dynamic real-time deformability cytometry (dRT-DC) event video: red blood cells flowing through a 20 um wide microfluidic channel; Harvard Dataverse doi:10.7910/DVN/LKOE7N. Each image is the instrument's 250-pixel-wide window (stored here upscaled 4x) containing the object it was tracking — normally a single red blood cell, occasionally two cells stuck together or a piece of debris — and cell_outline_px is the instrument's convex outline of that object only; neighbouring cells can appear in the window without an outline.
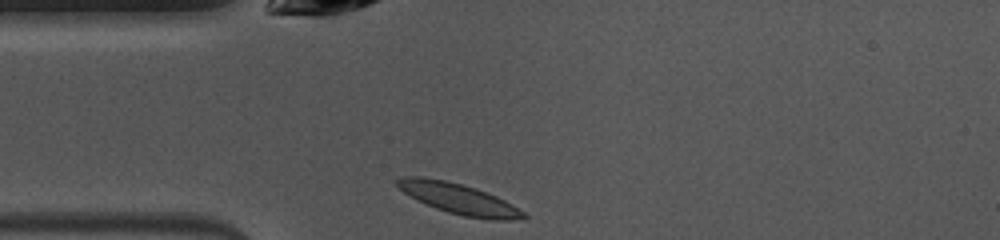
{"species": "common noctule bat (a hibernating species)", "species_latin": "Nyctalus noctula", "temperature_condition": "warm", "stored_images_in_passage": 38, "camera_frame_rate_fps": 3000, "um_per_image_px": 0.085, "animal": {"sex": "female", "body_mass_g": 10.0, "forearm_length_mm": 53.1}, "frame": {"image": 1, "passage_image": 1, "time_ms": 0.0, "image_size_px": [1000, 240], "cell_outline_px": [[528, 216], [512, 220], [488, 220], [464, 216], [448, 212], [436, 208], [416, 200], [404, 192], [396, 184], [396, 180], [404, 176], [420, 176], [444, 180], [476, 188], [496, 196], [512, 204], [524, 212]], "centroid_in_image_um": [38.99, 16.9], "position_along_channel_um": 46.0, "area_um2": 22.31}}
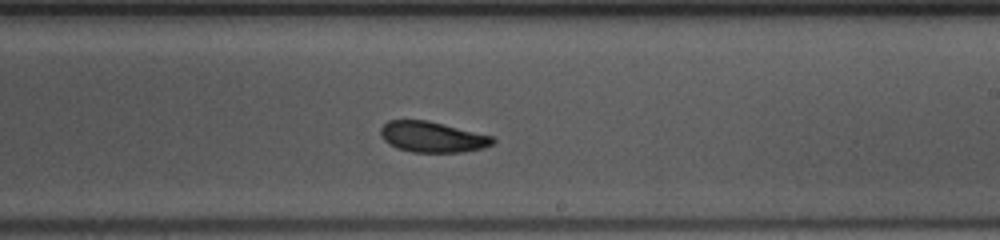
{"frame": {"image": 2, "passage_image": 17, "time_ms": 5.333, "image_size_px": [1000, 240], "cell_outline_px": [[496, 140], [492, 144], [484, 148], [460, 152], [412, 152], [396, 148], [388, 144], [380, 136], [380, 128], [388, 120], [428, 120], [492, 136]], "centroid_in_image_um": [36.72, 11.64], "position_along_channel_um": 252.3, "area_um2": 20.11}}
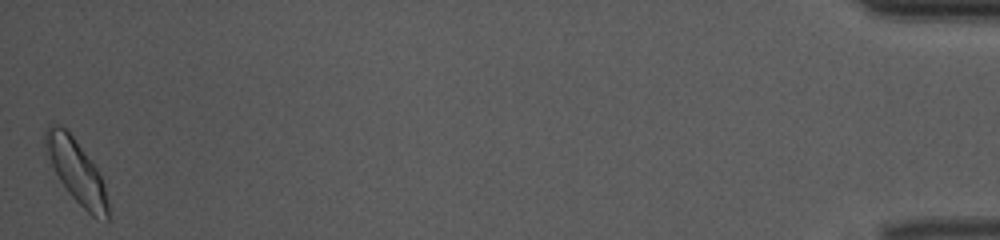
{"frame": {"image": 3, "passage_image": 38, "time_ms": 12.333, "image_size_px": [1000, 240], "cell_outline_px": [[112, 220], [96, 220], [68, 192], [60, 180], [52, 164], [44, 144], [44, 132], [48, 124], [60, 124], [72, 136], [96, 168], [104, 184], [108, 200]], "centroid_in_image_um": [6.53, 14.61], "position_along_channel_um": 428.7, "area_um2": 22.83}, "authors_computed_cell_mechanics": {"area_um2": 20.7791, "velocity_mm_per_s": 4.0019, "shape_relaxation_time_tau1_ms": 2.1401, "shape_relaxation_time_tau2_ms": 5.8063, "deformation_change_tau1": 0.0825, "deformation_change_tau2": 0.0991}}